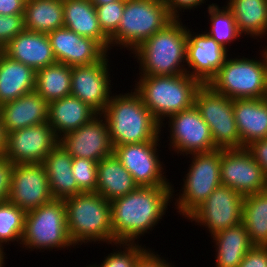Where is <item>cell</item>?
Here are the masks:
<instances>
[{
	"instance_id": "obj_1",
	"label": "cell",
	"mask_w": 267,
	"mask_h": 267,
	"mask_svg": "<svg viewBox=\"0 0 267 267\" xmlns=\"http://www.w3.org/2000/svg\"><path fill=\"white\" fill-rule=\"evenodd\" d=\"M173 189V186L138 187L110 201L115 243H135L148 230H153L175 197Z\"/></svg>"
},
{
	"instance_id": "obj_2",
	"label": "cell",
	"mask_w": 267,
	"mask_h": 267,
	"mask_svg": "<svg viewBox=\"0 0 267 267\" xmlns=\"http://www.w3.org/2000/svg\"><path fill=\"white\" fill-rule=\"evenodd\" d=\"M130 92L111 95L102 113L113 147L153 141L161 136V124L144 105L140 95L133 89Z\"/></svg>"
},
{
	"instance_id": "obj_3",
	"label": "cell",
	"mask_w": 267,
	"mask_h": 267,
	"mask_svg": "<svg viewBox=\"0 0 267 267\" xmlns=\"http://www.w3.org/2000/svg\"><path fill=\"white\" fill-rule=\"evenodd\" d=\"M186 51L187 27L180 18L173 19L132 53L139 63V75L170 76L186 73Z\"/></svg>"
},
{
	"instance_id": "obj_4",
	"label": "cell",
	"mask_w": 267,
	"mask_h": 267,
	"mask_svg": "<svg viewBox=\"0 0 267 267\" xmlns=\"http://www.w3.org/2000/svg\"><path fill=\"white\" fill-rule=\"evenodd\" d=\"M140 78V79H139ZM134 90L155 119L164 126L166 118L188 110L195 104V95L202 83L187 73L170 76L140 75Z\"/></svg>"
},
{
	"instance_id": "obj_5",
	"label": "cell",
	"mask_w": 267,
	"mask_h": 267,
	"mask_svg": "<svg viewBox=\"0 0 267 267\" xmlns=\"http://www.w3.org/2000/svg\"><path fill=\"white\" fill-rule=\"evenodd\" d=\"M67 230L72 243H115L110 201L97 192H85L64 200Z\"/></svg>"
},
{
	"instance_id": "obj_6",
	"label": "cell",
	"mask_w": 267,
	"mask_h": 267,
	"mask_svg": "<svg viewBox=\"0 0 267 267\" xmlns=\"http://www.w3.org/2000/svg\"><path fill=\"white\" fill-rule=\"evenodd\" d=\"M260 60L244 56L228 58L209 81L208 85L217 93L235 99L267 98V52L261 51ZM240 58V59H239Z\"/></svg>"
},
{
	"instance_id": "obj_7",
	"label": "cell",
	"mask_w": 267,
	"mask_h": 267,
	"mask_svg": "<svg viewBox=\"0 0 267 267\" xmlns=\"http://www.w3.org/2000/svg\"><path fill=\"white\" fill-rule=\"evenodd\" d=\"M172 20L164 0H125L118 29L109 37L110 46L124 47L132 53Z\"/></svg>"
},
{
	"instance_id": "obj_8",
	"label": "cell",
	"mask_w": 267,
	"mask_h": 267,
	"mask_svg": "<svg viewBox=\"0 0 267 267\" xmlns=\"http://www.w3.org/2000/svg\"><path fill=\"white\" fill-rule=\"evenodd\" d=\"M64 200L53 199L47 204L26 212L22 247L27 250L69 248L74 244L67 230Z\"/></svg>"
},
{
	"instance_id": "obj_9",
	"label": "cell",
	"mask_w": 267,
	"mask_h": 267,
	"mask_svg": "<svg viewBox=\"0 0 267 267\" xmlns=\"http://www.w3.org/2000/svg\"><path fill=\"white\" fill-rule=\"evenodd\" d=\"M189 155L193 159H190L189 171L183 179L182 193L174 203V209L184 218H188L221 185L222 149Z\"/></svg>"
},
{
	"instance_id": "obj_10",
	"label": "cell",
	"mask_w": 267,
	"mask_h": 267,
	"mask_svg": "<svg viewBox=\"0 0 267 267\" xmlns=\"http://www.w3.org/2000/svg\"><path fill=\"white\" fill-rule=\"evenodd\" d=\"M194 105L209 126L217 149L241 148L231 98L215 92L208 84H202L196 92Z\"/></svg>"
},
{
	"instance_id": "obj_11",
	"label": "cell",
	"mask_w": 267,
	"mask_h": 267,
	"mask_svg": "<svg viewBox=\"0 0 267 267\" xmlns=\"http://www.w3.org/2000/svg\"><path fill=\"white\" fill-rule=\"evenodd\" d=\"M161 138L143 143L115 146L113 153L132 175L139 187L172 186L163 174V161L159 160L157 146ZM160 142V143H158ZM159 144V145H158Z\"/></svg>"
},
{
	"instance_id": "obj_12",
	"label": "cell",
	"mask_w": 267,
	"mask_h": 267,
	"mask_svg": "<svg viewBox=\"0 0 267 267\" xmlns=\"http://www.w3.org/2000/svg\"><path fill=\"white\" fill-rule=\"evenodd\" d=\"M242 194L225 185L218 186L209 197L186 219L207 228L210 235L242 222Z\"/></svg>"
},
{
	"instance_id": "obj_13",
	"label": "cell",
	"mask_w": 267,
	"mask_h": 267,
	"mask_svg": "<svg viewBox=\"0 0 267 267\" xmlns=\"http://www.w3.org/2000/svg\"><path fill=\"white\" fill-rule=\"evenodd\" d=\"M167 119L170 128V148L183 156L192 153L211 152L214 145L211 130L194 105L188 110L171 115Z\"/></svg>"
},
{
	"instance_id": "obj_14",
	"label": "cell",
	"mask_w": 267,
	"mask_h": 267,
	"mask_svg": "<svg viewBox=\"0 0 267 267\" xmlns=\"http://www.w3.org/2000/svg\"><path fill=\"white\" fill-rule=\"evenodd\" d=\"M108 54L99 62L71 68V96L79 98L97 114H102L111 99Z\"/></svg>"
},
{
	"instance_id": "obj_15",
	"label": "cell",
	"mask_w": 267,
	"mask_h": 267,
	"mask_svg": "<svg viewBox=\"0 0 267 267\" xmlns=\"http://www.w3.org/2000/svg\"><path fill=\"white\" fill-rule=\"evenodd\" d=\"M221 184L243 196L267 189V178L261 166L246 148L222 149Z\"/></svg>"
},
{
	"instance_id": "obj_16",
	"label": "cell",
	"mask_w": 267,
	"mask_h": 267,
	"mask_svg": "<svg viewBox=\"0 0 267 267\" xmlns=\"http://www.w3.org/2000/svg\"><path fill=\"white\" fill-rule=\"evenodd\" d=\"M59 143L48 122L6 134L5 157L14 165L43 163L45 157Z\"/></svg>"
},
{
	"instance_id": "obj_17",
	"label": "cell",
	"mask_w": 267,
	"mask_h": 267,
	"mask_svg": "<svg viewBox=\"0 0 267 267\" xmlns=\"http://www.w3.org/2000/svg\"><path fill=\"white\" fill-rule=\"evenodd\" d=\"M52 200L49 180L42 163L14 165L9 202L28 212Z\"/></svg>"
},
{
	"instance_id": "obj_18",
	"label": "cell",
	"mask_w": 267,
	"mask_h": 267,
	"mask_svg": "<svg viewBox=\"0 0 267 267\" xmlns=\"http://www.w3.org/2000/svg\"><path fill=\"white\" fill-rule=\"evenodd\" d=\"M62 147L75 158L100 162L113 154L107 121L102 114L94 116L87 124L59 138Z\"/></svg>"
},
{
	"instance_id": "obj_19",
	"label": "cell",
	"mask_w": 267,
	"mask_h": 267,
	"mask_svg": "<svg viewBox=\"0 0 267 267\" xmlns=\"http://www.w3.org/2000/svg\"><path fill=\"white\" fill-rule=\"evenodd\" d=\"M192 33L187 27L186 73L202 84H208L229 57V50L205 31Z\"/></svg>"
},
{
	"instance_id": "obj_20",
	"label": "cell",
	"mask_w": 267,
	"mask_h": 267,
	"mask_svg": "<svg viewBox=\"0 0 267 267\" xmlns=\"http://www.w3.org/2000/svg\"><path fill=\"white\" fill-rule=\"evenodd\" d=\"M47 35L56 61L67 66L94 64L108 53L96 40L80 36L66 27Z\"/></svg>"
},
{
	"instance_id": "obj_21",
	"label": "cell",
	"mask_w": 267,
	"mask_h": 267,
	"mask_svg": "<svg viewBox=\"0 0 267 267\" xmlns=\"http://www.w3.org/2000/svg\"><path fill=\"white\" fill-rule=\"evenodd\" d=\"M49 103L37 92L0 105V118L5 134L48 121Z\"/></svg>"
},
{
	"instance_id": "obj_22",
	"label": "cell",
	"mask_w": 267,
	"mask_h": 267,
	"mask_svg": "<svg viewBox=\"0 0 267 267\" xmlns=\"http://www.w3.org/2000/svg\"><path fill=\"white\" fill-rule=\"evenodd\" d=\"M1 50L10 58L35 71L57 62L46 33L24 30Z\"/></svg>"
},
{
	"instance_id": "obj_23",
	"label": "cell",
	"mask_w": 267,
	"mask_h": 267,
	"mask_svg": "<svg viewBox=\"0 0 267 267\" xmlns=\"http://www.w3.org/2000/svg\"><path fill=\"white\" fill-rule=\"evenodd\" d=\"M241 148L267 138V98L232 100Z\"/></svg>"
},
{
	"instance_id": "obj_24",
	"label": "cell",
	"mask_w": 267,
	"mask_h": 267,
	"mask_svg": "<svg viewBox=\"0 0 267 267\" xmlns=\"http://www.w3.org/2000/svg\"><path fill=\"white\" fill-rule=\"evenodd\" d=\"M64 27L76 34L96 40L107 52L109 37L102 31L91 0H63Z\"/></svg>"
},
{
	"instance_id": "obj_25",
	"label": "cell",
	"mask_w": 267,
	"mask_h": 267,
	"mask_svg": "<svg viewBox=\"0 0 267 267\" xmlns=\"http://www.w3.org/2000/svg\"><path fill=\"white\" fill-rule=\"evenodd\" d=\"M72 160L73 157L58 143L42 163L53 199L65 200L82 193L72 174Z\"/></svg>"
},
{
	"instance_id": "obj_26",
	"label": "cell",
	"mask_w": 267,
	"mask_h": 267,
	"mask_svg": "<svg viewBox=\"0 0 267 267\" xmlns=\"http://www.w3.org/2000/svg\"><path fill=\"white\" fill-rule=\"evenodd\" d=\"M36 71L0 51V105L34 92Z\"/></svg>"
},
{
	"instance_id": "obj_27",
	"label": "cell",
	"mask_w": 267,
	"mask_h": 267,
	"mask_svg": "<svg viewBox=\"0 0 267 267\" xmlns=\"http://www.w3.org/2000/svg\"><path fill=\"white\" fill-rule=\"evenodd\" d=\"M97 113L74 96H67L49 103L48 123L60 138L64 134L87 124Z\"/></svg>"
},
{
	"instance_id": "obj_28",
	"label": "cell",
	"mask_w": 267,
	"mask_h": 267,
	"mask_svg": "<svg viewBox=\"0 0 267 267\" xmlns=\"http://www.w3.org/2000/svg\"><path fill=\"white\" fill-rule=\"evenodd\" d=\"M139 186L115 154L98 162L96 192L112 201L136 190Z\"/></svg>"
},
{
	"instance_id": "obj_29",
	"label": "cell",
	"mask_w": 267,
	"mask_h": 267,
	"mask_svg": "<svg viewBox=\"0 0 267 267\" xmlns=\"http://www.w3.org/2000/svg\"><path fill=\"white\" fill-rule=\"evenodd\" d=\"M216 248V267H238L253 247L244 224L220 230L212 236Z\"/></svg>"
},
{
	"instance_id": "obj_30",
	"label": "cell",
	"mask_w": 267,
	"mask_h": 267,
	"mask_svg": "<svg viewBox=\"0 0 267 267\" xmlns=\"http://www.w3.org/2000/svg\"><path fill=\"white\" fill-rule=\"evenodd\" d=\"M241 35L260 39L267 34V0H229L226 5Z\"/></svg>"
},
{
	"instance_id": "obj_31",
	"label": "cell",
	"mask_w": 267,
	"mask_h": 267,
	"mask_svg": "<svg viewBox=\"0 0 267 267\" xmlns=\"http://www.w3.org/2000/svg\"><path fill=\"white\" fill-rule=\"evenodd\" d=\"M25 30L50 33L64 27L63 0H26Z\"/></svg>"
},
{
	"instance_id": "obj_32",
	"label": "cell",
	"mask_w": 267,
	"mask_h": 267,
	"mask_svg": "<svg viewBox=\"0 0 267 267\" xmlns=\"http://www.w3.org/2000/svg\"><path fill=\"white\" fill-rule=\"evenodd\" d=\"M71 68L56 62L37 70L34 91L48 103L70 96Z\"/></svg>"
},
{
	"instance_id": "obj_33",
	"label": "cell",
	"mask_w": 267,
	"mask_h": 267,
	"mask_svg": "<svg viewBox=\"0 0 267 267\" xmlns=\"http://www.w3.org/2000/svg\"><path fill=\"white\" fill-rule=\"evenodd\" d=\"M242 223L253 246L267 247V189L244 197Z\"/></svg>"
},
{
	"instance_id": "obj_34",
	"label": "cell",
	"mask_w": 267,
	"mask_h": 267,
	"mask_svg": "<svg viewBox=\"0 0 267 267\" xmlns=\"http://www.w3.org/2000/svg\"><path fill=\"white\" fill-rule=\"evenodd\" d=\"M208 14L210 16L211 28L205 33L210 35L221 46L228 50L227 45L236 39H240L242 35L236 25L235 18L231 10L226 6L219 7V5L212 3L208 5Z\"/></svg>"
},
{
	"instance_id": "obj_35",
	"label": "cell",
	"mask_w": 267,
	"mask_h": 267,
	"mask_svg": "<svg viewBox=\"0 0 267 267\" xmlns=\"http://www.w3.org/2000/svg\"><path fill=\"white\" fill-rule=\"evenodd\" d=\"M26 212L17 205L7 201L0 202V247L10 242H18L24 233Z\"/></svg>"
},
{
	"instance_id": "obj_36",
	"label": "cell",
	"mask_w": 267,
	"mask_h": 267,
	"mask_svg": "<svg viewBox=\"0 0 267 267\" xmlns=\"http://www.w3.org/2000/svg\"><path fill=\"white\" fill-rule=\"evenodd\" d=\"M112 245L120 246V248H118L120 250L116 249L117 251L115 250V252L108 254L104 261H102L103 263L101 262V264L98 265H96V263L93 264L95 267H134L138 258L147 250L146 246L139 245L138 241L137 244L136 242H116Z\"/></svg>"
},
{
	"instance_id": "obj_37",
	"label": "cell",
	"mask_w": 267,
	"mask_h": 267,
	"mask_svg": "<svg viewBox=\"0 0 267 267\" xmlns=\"http://www.w3.org/2000/svg\"><path fill=\"white\" fill-rule=\"evenodd\" d=\"M98 162L75 158L72 160V174L76 179L78 189L82 192H96Z\"/></svg>"
},
{
	"instance_id": "obj_38",
	"label": "cell",
	"mask_w": 267,
	"mask_h": 267,
	"mask_svg": "<svg viewBox=\"0 0 267 267\" xmlns=\"http://www.w3.org/2000/svg\"><path fill=\"white\" fill-rule=\"evenodd\" d=\"M124 8L125 0L95 6L99 25L108 37H110L118 29Z\"/></svg>"
},
{
	"instance_id": "obj_39",
	"label": "cell",
	"mask_w": 267,
	"mask_h": 267,
	"mask_svg": "<svg viewBox=\"0 0 267 267\" xmlns=\"http://www.w3.org/2000/svg\"><path fill=\"white\" fill-rule=\"evenodd\" d=\"M25 30L24 15H0V49Z\"/></svg>"
},
{
	"instance_id": "obj_40",
	"label": "cell",
	"mask_w": 267,
	"mask_h": 267,
	"mask_svg": "<svg viewBox=\"0 0 267 267\" xmlns=\"http://www.w3.org/2000/svg\"><path fill=\"white\" fill-rule=\"evenodd\" d=\"M13 167L14 163L4 155L0 156V202L8 200Z\"/></svg>"
},
{
	"instance_id": "obj_41",
	"label": "cell",
	"mask_w": 267,
	"mask_h": 267,
	"mask_svg": "<svg viewBox=\"0 0 267 267\" xmlns=\"http://www.w3.org/2000/svg\"><path fill=\"white\" fill-rule=\"evenodd\" d=\"M238 267H267V247L253 246Z\"/></svg>"
},
{
	"instance_id": "obj_42",
	"label": "cell",
	"mask_w": 267,
	"mask_h": 267,
	"mask_svg": "<svg viewBox=\"0 0 267 267\" xmlns=\"http://www.w3.org/2000/svg\"><path fill=\"white\" fill-rule=\"evenodd\" d=\"M165 5L167 7L169 15L173 19H180V15L182 14L185 10H193L194 8L197 9V6H200L204 4L206 1L205 0H164ZM185 9V10H184ZM181 14H179L180 12Z\"/></svg>"
},
{
	"instance_id": "obj_43",
	"label": "cell",
	"mask_w": 267,
	"mask_h": 267,
	"mask_svg": "<svg viewBox=\"0 0 267 267\" xmlns=\"http://www.w3.org/2000/svg\"><path fill=\"white\" fill-rule=\"evenodd\" d=\"M254 160L261 166L267 178V138L256 140L246 147Z\"/></svg>"
},
{
	"instance_id": "obj_44",
	"label": "cell",
	"mask_w": 267,
	"mask_h": 267,
	"mask_svg": "<svg viewBox=\"0 0 267 267\" xmlns=\"http://www.w3.org/2000/svg\"><path fill=\"white\" fill-rule=\"evenodd\" d=\"M156 252L147 248V250L138 258L134 267H175Z\"/></svg>"
},
{
	"instance_id": "obj_45",
	"label": "cell",
	"mask_w": 267,
	"mask_h": 267,
	"mask_svg": "<svg viewBox=\"0 0 267 267\" xmlns=\"http://www.w3.org/2000/svg\"><path fill=\"white\" fill-rule=\"evenodd\" d=\"M26 0H0V15L24 14Z\"/></svg>"
},
{
	"instance_id": "obj_46",
	"label": "cell",
	"mask_w": 267,
	"mask_h": 267,
	"mask_svg": "<svg viewBox=\"0 0 267 267\" xmlns=\"http://www.w3.org/2000/svg\"><path fill=\"white\" fill-rule=\"evenodd\" d=\"M6 150V134L0 118V156L5 155Z\"/></svg>"
},
{
	"instance_id": "obj_47",
	"label": "cell",
	"mask_w": 267,
	"mask_h": 267,
	"mask_svg": "<svg viewBox=\"0 0 267 267\" xmlns=\"http://www.w3.org/2000/svg\"><path fill=\"white\" fill-rule=\"evenodd\" d=\"M115 1H119V0H91V3L94 6H101V5H106L110 2H115Z\"/></svg>"
},
{
	"instance_id": "obj_48",
	"label": "cell",
	"mask_w": 267,
	"mask_h": 267,
	"mask_svg": "<svg viewBox=\"0 0 267 267\" xmlns=\"http://www.w3.org/2000/svg\"><path fill=\"white\" fill-rule=\"evenodd\" d=\"M3 249H4V248H1V247H0V267H4V266H5V264H4V263H5V262H4V261H5V260H4V259H5V256H4V255H6V254H5V252H4Z\"/></svg>"
}]
</instances>
